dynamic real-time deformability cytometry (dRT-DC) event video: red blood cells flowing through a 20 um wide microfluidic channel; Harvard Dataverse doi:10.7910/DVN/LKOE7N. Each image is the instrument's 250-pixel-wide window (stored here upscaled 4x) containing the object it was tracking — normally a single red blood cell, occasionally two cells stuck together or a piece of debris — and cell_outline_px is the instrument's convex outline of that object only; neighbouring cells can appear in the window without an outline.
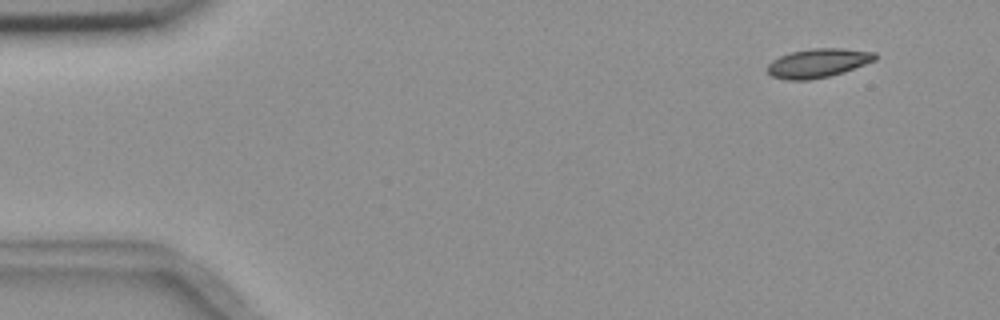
{"species": "common noctule bat (a hibernating species)", "species_latin": "Nyctalus noctula", "temperature_condition": "room temperature", "stored_images_in_passage": 4, "camera_frame_rate_fps": 3000, "um_per_image_px": 0.085, "animal": {"sex": "female", "body_mass_g": 18.4}, "frame": {"image": 1, "passage_image": 1, "time_ms": 0.0, "image_size_px": [1000, 320], "cell_outline_px": [[876, 60], [828, 76], [808, 80], [788, 80], [772, 76], [768, 72], [768, 64], [772, 60], [780, 56], [792, 52], [812, 48], [840, 48], [876, 52]], "centroid_in_image_um": [69.51, 5.35], "position_along_channel_um": 15.5, "area_um2": 17.8}}
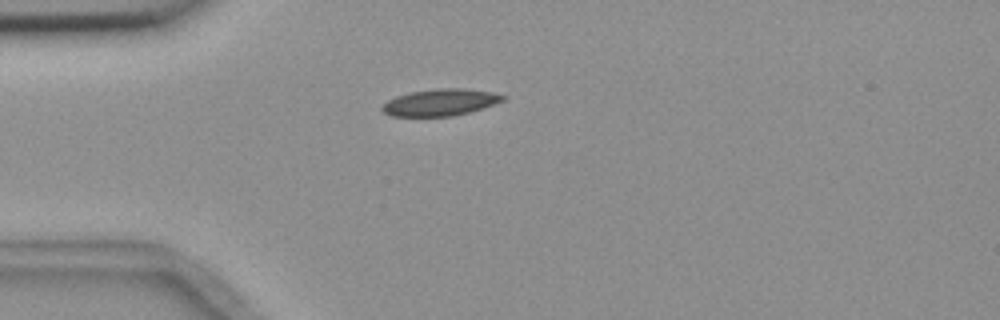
{"frame": {"image": 2, "passage_image": 4, "time_ms": 3.333, "image_size_px": [1000, 320], "cell_outline_px": [[508, 96], [504, 100], [468, 112], [452, 116], [392, 116], [384, 112], [380, 108], [388, 100], [396, 96], [408, 92], [436, 88], [464, 88], [492, 92]], "centroid_in_image_um": [37.4, 8.69], "position_along_channel_um": 47.6, "area_um2": 18.73}}